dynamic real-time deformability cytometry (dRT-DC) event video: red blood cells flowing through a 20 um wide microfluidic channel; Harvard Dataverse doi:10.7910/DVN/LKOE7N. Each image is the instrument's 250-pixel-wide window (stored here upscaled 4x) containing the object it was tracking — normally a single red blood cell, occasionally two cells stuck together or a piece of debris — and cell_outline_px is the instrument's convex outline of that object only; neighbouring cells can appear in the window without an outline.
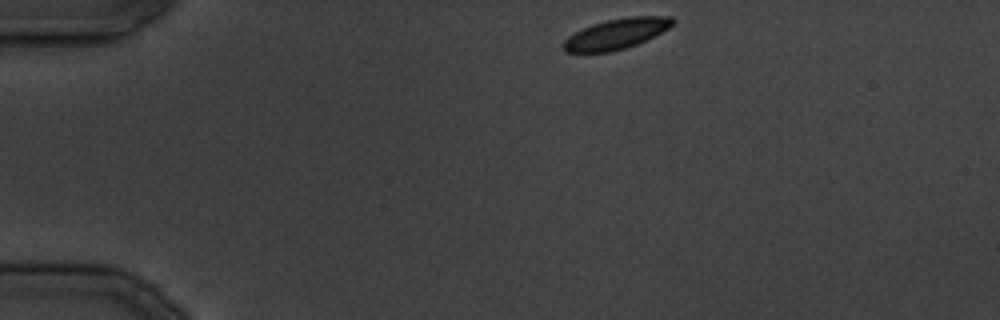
{"species": "common noctule bat (a hibernating species)", "species_latin": "Nyctalus noctula", "temperature_condition": "cold", "stored_images_in_passage": 29, "camera_frame_rate_fps": 3000, "um_per_image_px": 0.085, "animal": {"sex": "male", "body_mass_g": 19.5, "forearm_length_mm": 54.6}, "frame": {"image": 1, "passage_image": 1, "time_ms": 0.0, "image_size_px": [1000, 320], "cell_outline_px": [[676, 20], [668, 28], [636, 44], [624, 48], [608, 52], [564, 52], [564, 40], [568, 36], [592, 24], [608, 20], [628, 16], [672, 16]], "centroid_in_image_um": [52.39, 2.86], "position_along_channel_um": 32.6, "area_um2": 18.96}}
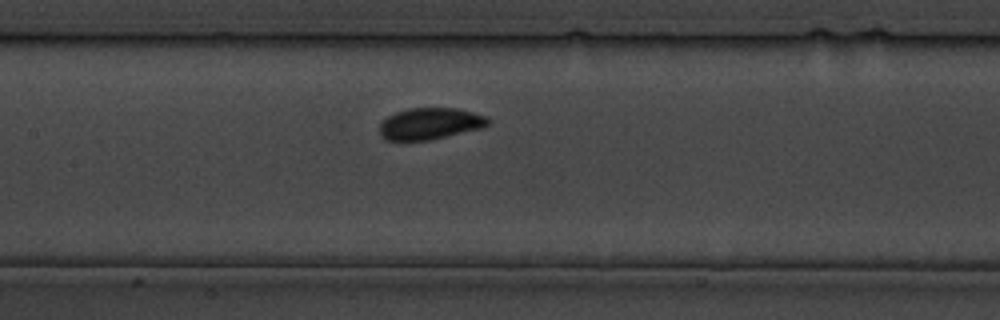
{"frame": {"image": 2, "passage_image": 11, "time_ms": 12.667, "image_size_px": [1000, 320], "cell_outline_px": [[492, 120], [484, 128], [432, 140], [384, 140], [380, 136], [380, 124], [388, 116], [396, 112], [408, 108], [456, 108], [472, 112], [484, 116]], "centroid_in_image_um": [36.57, 10.52], "position_along_channel_um": 170.8, "area_um2": 20.11}}
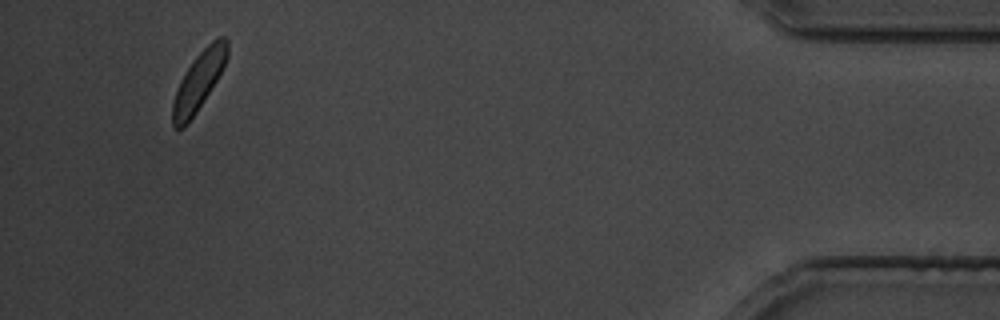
{"frame": {"image": 3, "passage_image": 27, "time_ms": 32.667, "image_size_px": [1000, 320], "cell_outline_px": [[228, 56], [216, 80], [196, 112], [184, 128], [172, 128], [172, 104], [180, 80], [192, 60], [216, 36], [224, 36], [228, 40]], "centroid_in_image_um": [16.88, 6.88], "position_along_channel_um": 418.3, "area_um2": 18.38}}